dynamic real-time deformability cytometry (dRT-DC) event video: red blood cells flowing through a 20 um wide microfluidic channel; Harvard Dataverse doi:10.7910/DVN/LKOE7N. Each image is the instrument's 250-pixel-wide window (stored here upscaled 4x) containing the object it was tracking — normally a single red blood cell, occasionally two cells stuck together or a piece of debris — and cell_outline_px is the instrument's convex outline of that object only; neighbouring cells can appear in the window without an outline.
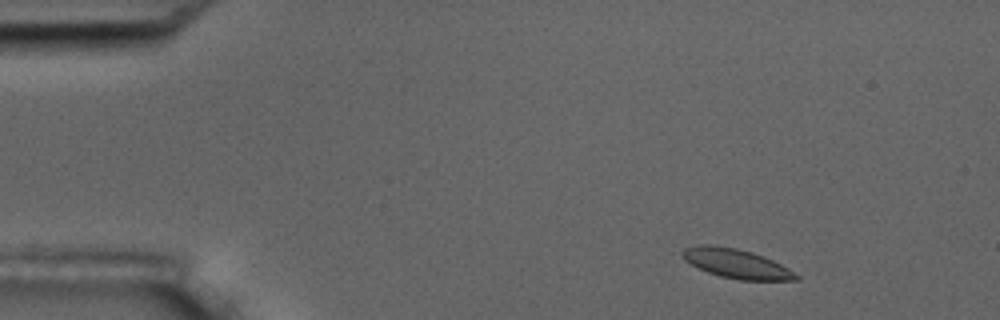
{"species": "common noctule bat (a hibernating species)", "species_latin": "Nyctalus noctula", "temperature_condition": "room temperature", "stored_images_in_passage": 4, "camera_frame_rate_fps": 3000, "um_per_image_px": 0.085, "animal": {"sex": "male", "body_mass_g": 17.5, "forearm_length_mm": 52.3}, "frame": {"image": 1, "passage_image": 1, "time_ms": 0.0, "image_size_px": [1000, 320], "cell_outline_px": [[800, 276], [796, 280], [740, 280], [720, 276], [708, 272], [684, 260], [680, 252], [684, 248], [700, 244], [712, 244], [736, 248], [752, 252], [764, 256], [788, 268]], "centroid_in_image_um": [62.57, 22.39], "position_along_channel_um": 22.4, "area_um2": 19.36}}
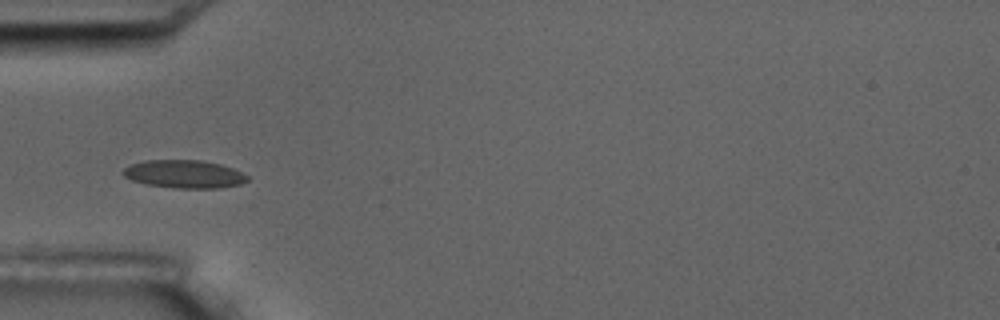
{"frame": {"image": 2, "passage_image": 4, "time_ms": 3.667, "image_size_px": [1000, 320], "cell_outline_px": [[248, 180], [240, 184], [220, 188], [176, 188], [144, 184], [132, 180], [124, 176], [120, 172], [128, 164], [144, 160], [204, 160], [220, 164], [232, 168], [248, 176]], "centroid_in_image_um": [15.61, 14.79], "position_along_channel_um": 69.4, "area_um2": 20.46}}